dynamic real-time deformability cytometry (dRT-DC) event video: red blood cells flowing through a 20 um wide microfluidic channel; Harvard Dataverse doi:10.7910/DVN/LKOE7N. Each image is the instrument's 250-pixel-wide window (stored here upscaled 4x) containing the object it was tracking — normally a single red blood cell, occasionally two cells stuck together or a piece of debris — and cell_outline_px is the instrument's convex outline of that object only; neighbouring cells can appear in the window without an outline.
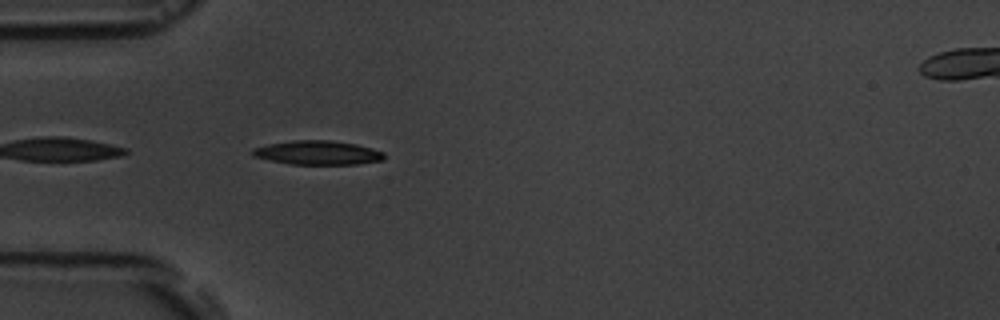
{"species": "common noctule bat (a hibernating species)", "species_latin": "Nyctalus noctula", "temperature_condition": "room temperature", "stored_images_in_passage": 3, "camera_frame_rate_fps": 3000, "um_per_image_px": 0.085, "animal": {"sex": "male", "body_mass_g": 19.5, "forearm_length_mm": 54.6}, "frame": {"image": 1, "passage_image": 3, "time_ms": 3.0, "image_size_px": [1000, 320], "cell_outline_px": [[384, 160], [356, 164], [292, 164], [268, 160], [252, 156], [252, 148], [268, 144], [292, 140], [332, 140], [356, 144], [372, 148], [384, 152]], "centroid_in_image_um": [27.0, 12.97], "position_along_channel_um": 58.0, "area_um2": 18.5}}